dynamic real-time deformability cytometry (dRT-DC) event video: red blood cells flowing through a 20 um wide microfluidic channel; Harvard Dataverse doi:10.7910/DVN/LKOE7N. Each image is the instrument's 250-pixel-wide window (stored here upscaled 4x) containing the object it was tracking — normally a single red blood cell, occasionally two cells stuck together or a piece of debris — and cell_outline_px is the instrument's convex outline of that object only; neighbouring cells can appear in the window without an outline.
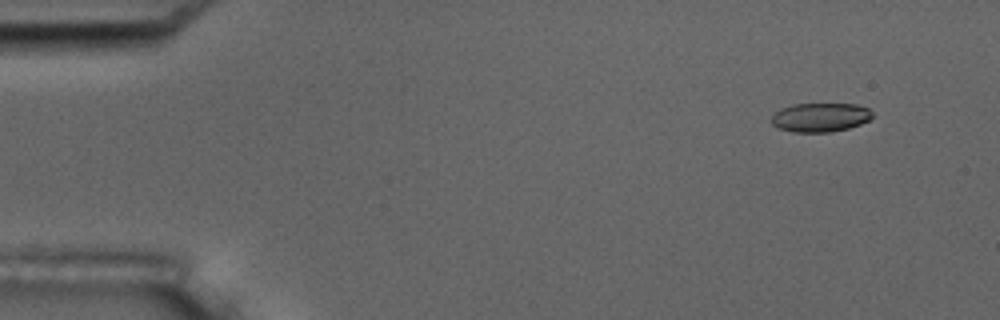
{"species": "common noctule bat (a hibernating species)", "species_latin": "Nyctalus noctula", "temperature_condition": "room temperature", "stored_images_in_passage": 5, "camera_frame_rate_fps": 3000, "um_per_image_px": 0.085, "animal": {"sex": "male", "body_mass_g": 17.5, "forearm_length_mm": 52.3}, "frame": {"image": 1, "passage_image": 2, "time_ms": 1.333, "image_size_px": [1000, 320], "cell_outline_px": [[872, 116], [868, 120], [860, 124], [848, 128], [832, 132], [792, 132], [780, 128], [772, 124], [768, 120], [780, 108], [792, 104], [856, 104], [868, 108], [872, 112]], "centroid_in_image_um": [69.69, 9.97], "position_along_channel_um": 15.3, "area_um2": 17.11}}
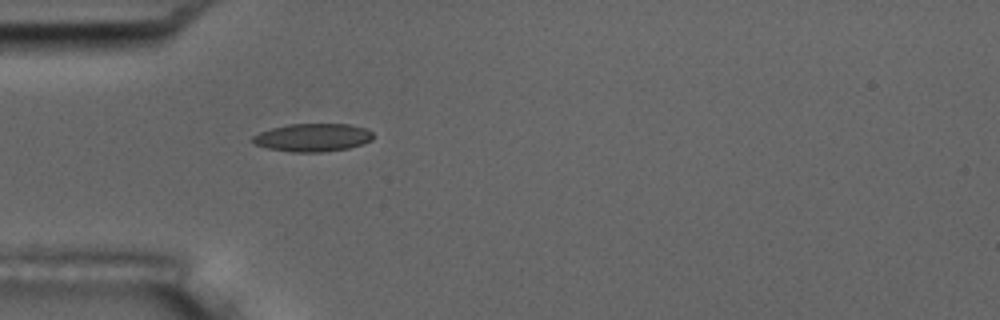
{"frame": {"image": 2, "passage_image": 5, "time_ms": 5.333, "image_size_px": [1000, 320], "cell_outline_px": [[372, 140], [364, 144], [348, 148], [320, 152], [292, 152], [268, 148], [256, 144], [252, 140], [252, 136], [260, 132], [272, 128], [288, 124], [348, 124], [364, 128], [372, 132]], "centroid_in_image_um": [26.59, 11.69], "position_along_channel_um": 58.4, "area_um2": 19.54}}